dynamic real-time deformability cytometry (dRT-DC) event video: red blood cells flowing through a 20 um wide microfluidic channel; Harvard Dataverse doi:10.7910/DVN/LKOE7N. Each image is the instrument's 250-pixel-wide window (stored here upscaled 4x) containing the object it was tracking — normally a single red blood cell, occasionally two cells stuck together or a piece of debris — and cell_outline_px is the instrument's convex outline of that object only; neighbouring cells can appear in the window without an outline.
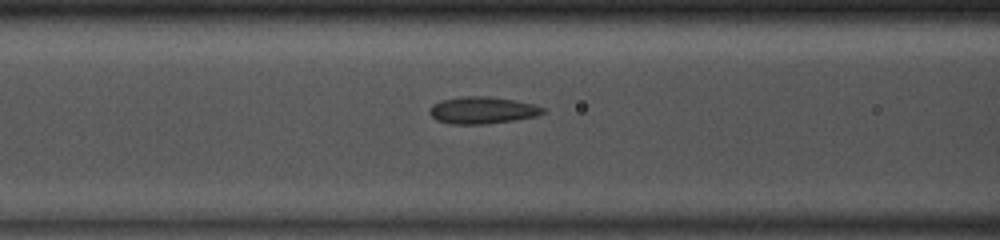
{"species": "common noctule bat (a hibernating species)", "species_latin": "Nyctalus noctula", "temperature_condition": "room temperature", "stored_images_in_passage": 35, "camera_frame_rate_fps": 3000, "um_per_image_px": 0.085, "animal": {"sex": "male", "body_mass_g": 13.0, "forearm_length_mm": 53.1}, "frame": {"image": 1, "passage_image": 6, "time_ms": 1.667, "image_size_px": [1000, 240], "cell_outline_px": [[548, 112], [536, 116], [512, 120], [484, 124], [452, 124], [436, 120], [428, 112], [432, 104], [440, 100], [460, 96], [488, 96], [512, 100], [532, 104], [544, 108]], "centroid_in_image_um": [40.97, 9.36], "position_along_channel_um": 125.6, "area_um2": 17.8}}
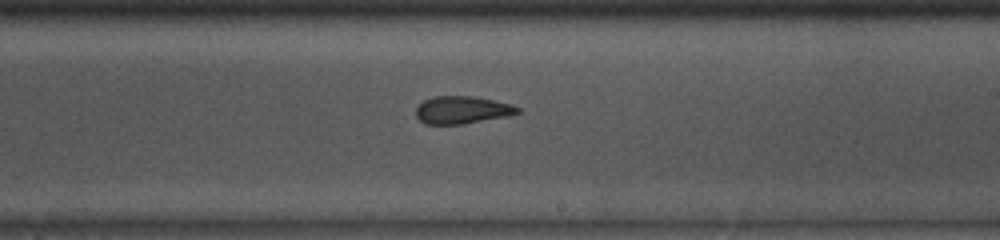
{"frame": {"image": 2, "passage_image": 15, "time_ms": 4.667, "image_size_px": [1000, 240], "cell_outline_px": [[524, 112], [508, 116], [464, 124], [424, 124], [416, 116], [416, 108], [424, 100], [432, 96], [472, 96], [512, 104], [520, 108]], "centroid_in_image_um": [39.31, 9.35], "position_along_channel_um": 249.7, "area_um2": 16.47}}
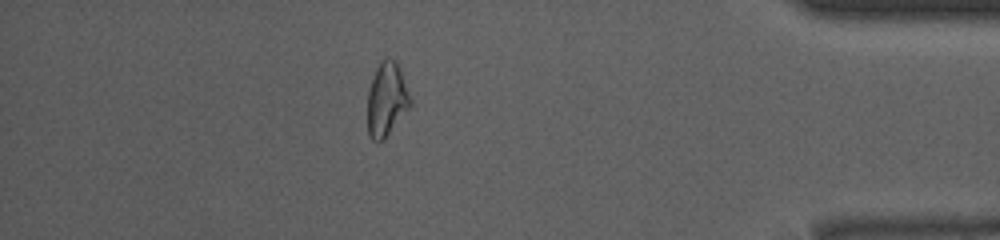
{"frame": {"image": 3, "passage_image": 29, "time_ms": 9.333, "image_size_px": [1000, 240], "cell_outline_px": [[412, 104], [384, 140], [372, 140], [368, 136], [368, 92], [376, 68], [380, 60], [384, 56], [396, 60], [400, 64], [412, 100]], "centroid_in_image_um": [32.89, 8.39], "position_along_channel_um": 402.3, "area_um2": 18.73}, "authors_computed_cell_mechanics": {"area_um2": 17.3978, "velocity_mm_per_s": 4.1378, "shape_relaxation_time_tau1_ms": 4.6652, "shape_relaxation_time_tau2_ms": 1.9978, "deformation_change_tau1": 0.1125, "deformation_change_tau2": 0.094}}